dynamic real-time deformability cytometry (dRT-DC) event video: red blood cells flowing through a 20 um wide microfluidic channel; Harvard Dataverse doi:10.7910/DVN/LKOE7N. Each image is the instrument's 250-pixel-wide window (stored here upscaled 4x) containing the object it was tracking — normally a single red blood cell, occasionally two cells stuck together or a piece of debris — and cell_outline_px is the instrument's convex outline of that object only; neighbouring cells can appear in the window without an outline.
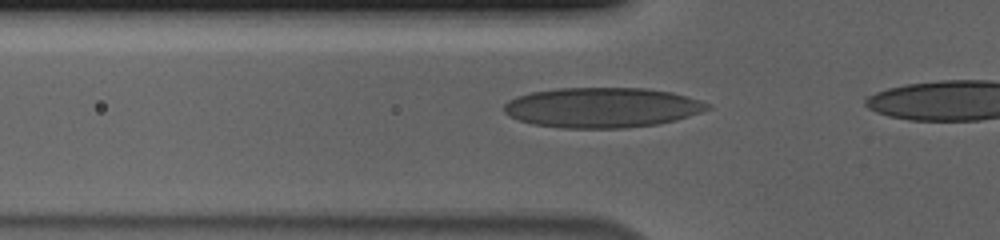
{"species": "human", "species_latin": "Homo sapiens", "temperature_condition": "cold", "stored_images_in_passage": 13, "camera_frame_rate_fps": 3000, "um_per_image_px": 0.085, "donor": {"sex": "male"}, "frame": {"image": 1, "passage_image": 10, "time_ms": 3.0, "image_size_px": [1000, 240], "cell_outline_px": [[712, 108], [676, 120], [660, 124], [628, 128], [560, 128], [532, 124], [520, 120], [504, 112], [504, 104], [508, 100], [516, 96], [532, 92], [560, 88], [644, 88], [672, 92], [700, 100], [712, 104]], "centroid_in_image_um": [51.2, 9.14], "position_along_channel_um": 74.6, "area_um2": 47.69}}